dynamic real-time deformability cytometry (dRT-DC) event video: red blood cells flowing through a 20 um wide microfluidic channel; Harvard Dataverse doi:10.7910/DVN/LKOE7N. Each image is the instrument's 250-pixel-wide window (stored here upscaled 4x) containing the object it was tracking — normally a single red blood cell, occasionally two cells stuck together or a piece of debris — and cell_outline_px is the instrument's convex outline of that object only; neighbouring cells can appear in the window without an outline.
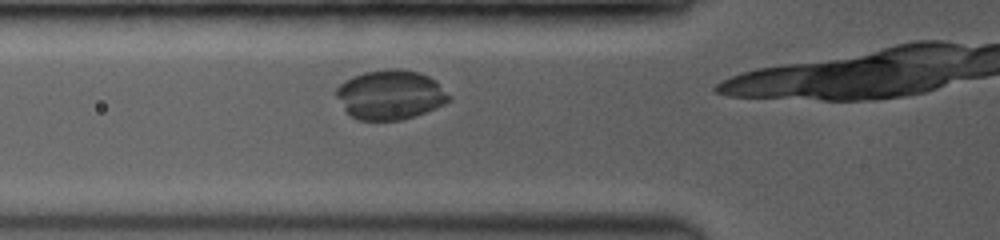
{"species": "common noctule bat (a hibernating species)", "species_latin": "Nyctalus noctula", "temperature_condition": "room temperature", "stored_images_in_passage": 26, "camera_frame_rate_fps": 3500, "um_per_image_px": 0.085, "animal": {"sex": "female", "body_mass_g": 19.0, "forearm_length_mm": 53.3}, "frame": {"image": 1, "passage_image": 5, "time_ms": 1.143, "image_size_px": [1000, 240], "cell_outline_px": [[452, 100], [436, 108], [400, 120], [360, 120], [352, 116], [344, 108], [336, 96], [336, 88], [344, 80], [352, 76], [364, 72], [388, 68], [396, 68], [416, 72], [428, 76], [436, 80], [452, 96]], "centroid_in_image_um": [33.19, 8.04], "position_along_channel_um": 92.6, "area_um2": 32.48}}
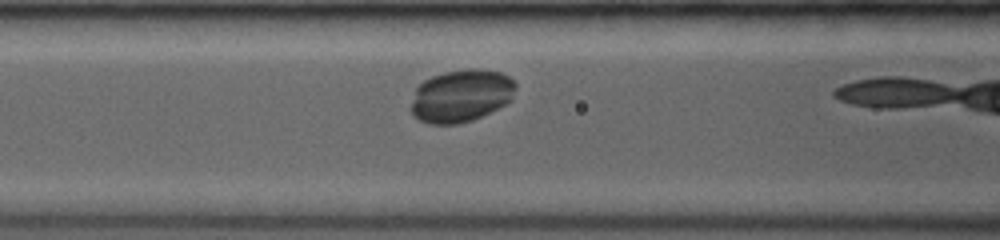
{"frame": {"image": 2, "passage_image": 8, "time_ms": 2.0, "image_size_px": [1000, 240], "cell_outline_px": [[516, 88], [512, 100], [472, 120], [460, 124], [428, 124], [412, 116], [408, 108], [416, 88], [424, 80], [432, 76], [444, 72], [468, 68], [472, 68], [500, 72], [508, 76], [516, 84]], "centroid_in_image_um": [39.15, 8.15], "position_along_channel_um": 127.5, "area_um2": 32.25}}
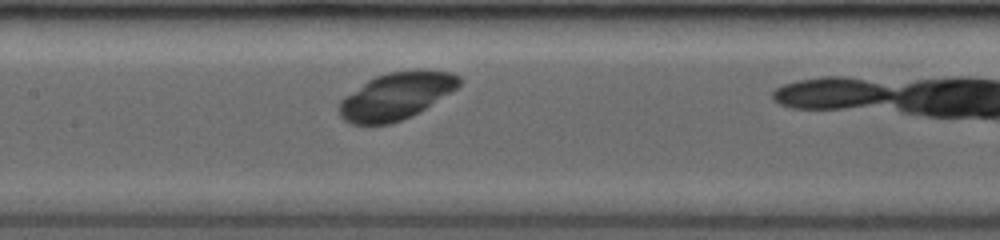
{"frame": {"image": 3, "passage_image": 12, "time_ms": 3.143, "image_size_px": [1000, 240], "cell_outline_px": [[464, 80], [456, 88], [424, 108], [392, 124], [352, 124], [344, 120], [340, 116], [340, 100], [344, 96], [368, 80], [376, 76], [388, 72], [452, 72], [460, 76]], "centroid_in_image_um": [33.63, 8.18], "position_along_channel_um": 173.8, "area_um2": 31.79}}